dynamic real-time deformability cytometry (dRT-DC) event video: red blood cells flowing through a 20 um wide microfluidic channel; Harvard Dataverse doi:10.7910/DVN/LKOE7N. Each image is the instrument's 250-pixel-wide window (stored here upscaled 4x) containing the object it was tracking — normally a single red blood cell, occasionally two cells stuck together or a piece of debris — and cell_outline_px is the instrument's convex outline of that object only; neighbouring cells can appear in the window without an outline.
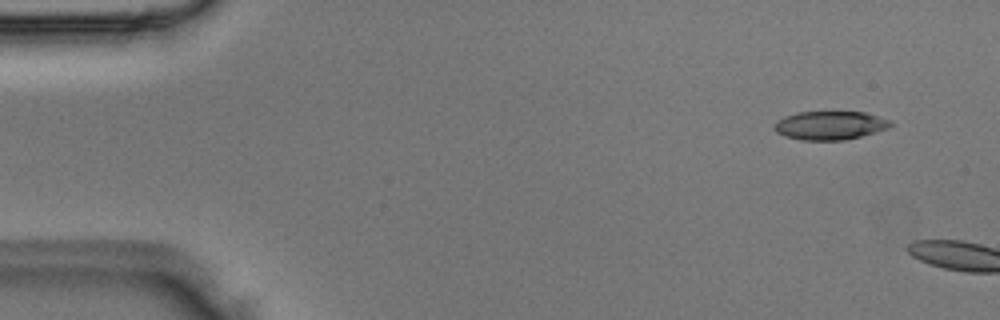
{"species": "Egyptian fruit bat (a non-hibernating species)", "species_latin": "Rousettus aegyptiacus", "temperature_condition": "room temperature", "stored_images_in_passage": 2, "camera_frame_rate_fps": 3000, "um_per_image_px": 0.085, "animal": {"sex": "male"}, "frame": {"image": 1, "passage_image": 1, "time_ms": 0.0, "image_size_px": [1000, 320], "cell_outline_px": [[892, 124], [888, 128], [876, 132], [844, 140], [804, 140], [784, 136], [776, 132], [772, 128], [772, 124], [776, 120], [784, 116], [796, 112], [864, 112], [888, 120]], "centroid_in_image_um": [70.46, 10.66], "position_along_channel_um": 14.5, "area_um2": 19.36}}